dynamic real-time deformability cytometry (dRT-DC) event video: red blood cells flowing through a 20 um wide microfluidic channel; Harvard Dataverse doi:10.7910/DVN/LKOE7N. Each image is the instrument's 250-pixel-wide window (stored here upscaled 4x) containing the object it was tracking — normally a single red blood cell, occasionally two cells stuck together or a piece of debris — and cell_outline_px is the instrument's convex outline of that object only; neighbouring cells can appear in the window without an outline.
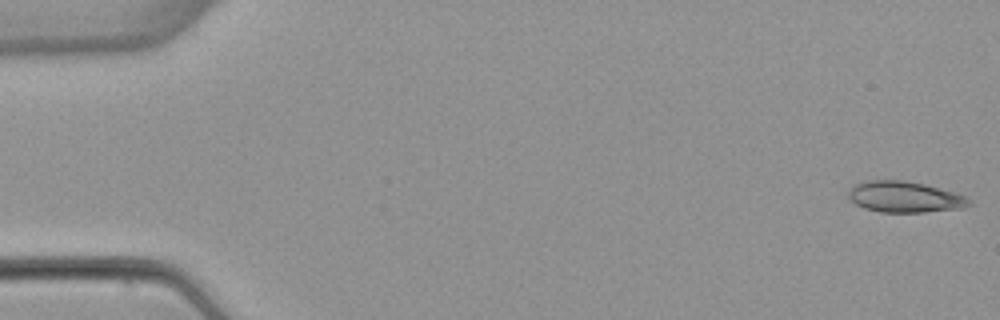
{"species": "common noctule bat (a hibernating species)", "species_latin": "Nyctalus noctula", "temperature_condition": "warm", "stored_images_in_passage": 52, "camera_frame_rate_fps": 3000, "um_per_image_px": 0.085, "animal": {"sex": "female", "body_mass_g": 22.7, "forearm_length_mm": 54.2}, "frame": {"image": 1, "passage_image": 1, "time_ms": 0.0, "image_size_px": [1000, 320], "cell_outline_px": [[972, 204], [964, 208], [924, 212], [880, 212], [864, 208], [856, 204], [848, 196], [848, 192], [856, 184], [868, 180], [900, 180], [924, 184], [952, 192], [964, 196], [972, 200]], "centroid_in_image_um": [76.91, 16.75], "position_along_channel_um": 8.1, "area_um2": 21.62}}
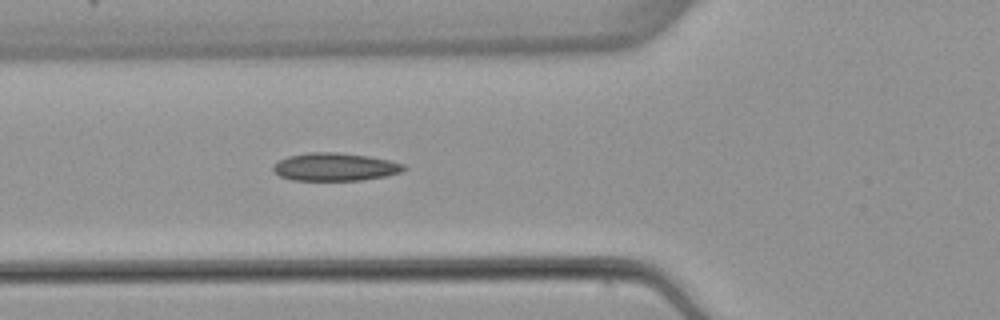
{"frame": {"image": 2, "passage_image": 19, "time_ms": 6.0, "image_size_px": [1000, 320], "cell_outline_px": [[408, 168], [400, 172], [384, 176], [360, 180], [292, 180], [280, 176], [272, 168], [272, 164], [288, 156], [308, 152], [336, 152], [368, 156], [388, 160], [404, 164]], "centroid_in_image_um": [28.45, 14.18], "position_along_channel_um": 97.3, "area_um2": 21.15}}
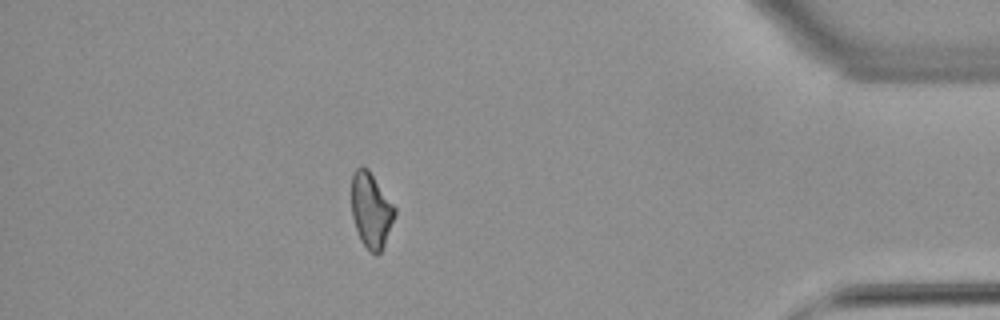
{"frame": {"image": 3, "passage_image": 46, "time_ms": 15.0, "image_size_px": [1000, 320], "cell_outline_px": [[396, 216], [384, 244], [380, 252], [376, 256], [360, 240], [352, 216], [352, 176], [356, 168], [368, 168], [396, 208]], "centroid_in_image_um": [31.56, 17.87], "position_along_channel_um": 403.6, "area_um2": 18.73}, "authors_computed_cell_mechanics": {"area_um2": 20.3745, "velocity_mm_per_s": 3.9012, "shape_relaxation_time_tau1_ms": null, "shape_relaxation_time_tau2_ms": 4.9024, "deformation_change_tau1": null, "deformation_change_tau2": 0.1004}}